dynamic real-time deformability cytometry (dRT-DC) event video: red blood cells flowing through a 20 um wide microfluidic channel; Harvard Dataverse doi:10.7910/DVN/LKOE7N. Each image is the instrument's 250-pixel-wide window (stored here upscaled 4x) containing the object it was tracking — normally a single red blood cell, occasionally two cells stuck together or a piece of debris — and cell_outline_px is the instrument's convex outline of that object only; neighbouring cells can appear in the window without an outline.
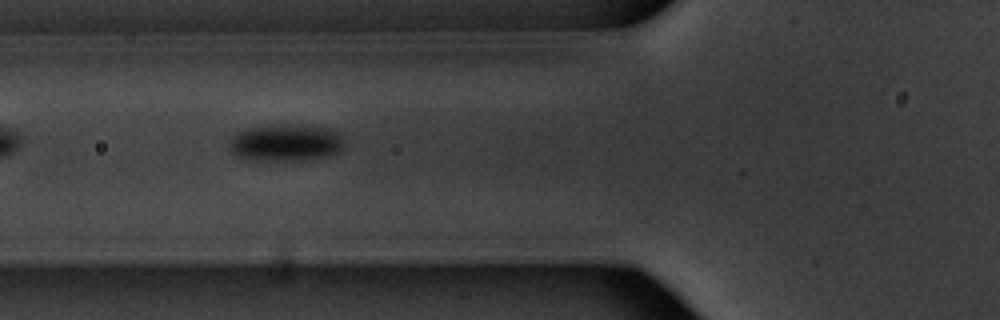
{"species": "common noctule bat (a hibernating species)", "species_latin": "Nyctalus noctula", "temperature_condition": "warm", "stored_images_in_passage": 16, "camera_frame_rate_fps": 3000, "um_per_image_px": 0.085, "animal": {"sex": "male", "body_mass_g": 20.1, "forearm_length_mm": 53.5}, "frame": {"image": 1, "passage_image": 3, "time_ms": 0.667, "image_size_px": [1000, 320], "cell_outline_px": [[344, 140], [340, 148], [336, 152], [324, 156], [304, 160], [244, 160], [236, 156], [232, 152], [228, 144], [232, 136], [236, 132], [248, 128], [280, 124], [312, 124], [332, 128], [340, 132]], "centroid_in_image_um": [24.27, 12.1], "position_along_channel_um": 101.5, "area_um2": 25.26}}